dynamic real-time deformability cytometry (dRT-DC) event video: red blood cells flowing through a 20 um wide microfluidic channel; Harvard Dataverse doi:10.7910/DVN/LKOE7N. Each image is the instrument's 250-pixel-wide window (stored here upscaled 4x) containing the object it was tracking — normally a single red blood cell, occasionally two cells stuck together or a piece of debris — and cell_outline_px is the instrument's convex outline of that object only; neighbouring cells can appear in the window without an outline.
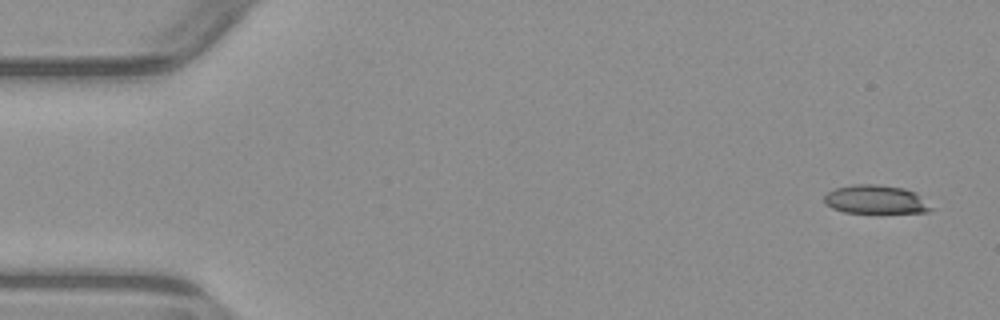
{"species": "common noctule bat (a hibernating species)", "species_latin": "Nyctalus noctula", "temperature_condition": "warm", "stored_images_in_passage": 5, "camera_frame_rate_fps": 3000, "um_per_image_px": 0.085, "animal": {"sex": "male", "body_mass_g": 23.1, "forearm_length_mm": 52.7}, "frame": {"image": 1, "passage_image": 1, "time_ms": 0.0, "image_size_px": [1000, 320], "cell_outline_px": [[936, 208], [928, 212], [844, 212], [832, 208], [824, 204], [824, 196], [828, 192], [836, 188], [852, 184], [876, 184], [904, 188], [916, 192]], "centroid_in_image_um": [74.46, 16.95], "position_along_channel_um": 10.5, "area_um2": 17.92}}
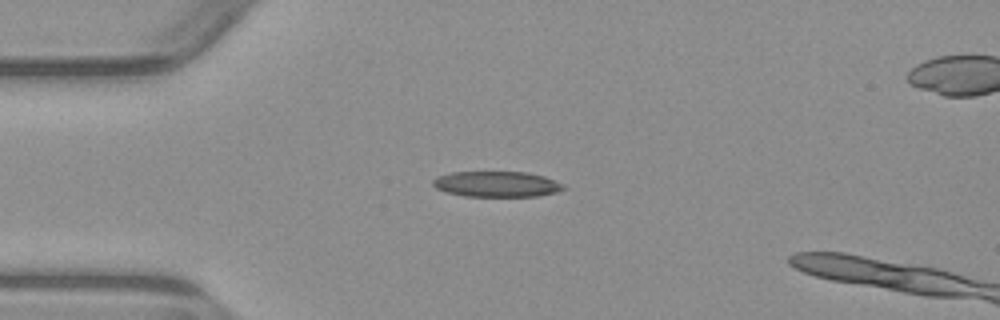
{"frame": {"image": 2, "passage_image": 4, "time_ms": 3.667, "image_size_px": [1000, 320], "cell_outline_px": [[568, 188], [556, 192], [536, 196], [464, 196], [444, 192], [436, 188], [432, 184], [432, 180], [436, 176], [452, 172], [528, 172], [544, 176], [564, 184]], "centroid_in_image_um": [42.21, 15.65], "position_along_channel_um": 42.8, "area_um2": 19.65}}